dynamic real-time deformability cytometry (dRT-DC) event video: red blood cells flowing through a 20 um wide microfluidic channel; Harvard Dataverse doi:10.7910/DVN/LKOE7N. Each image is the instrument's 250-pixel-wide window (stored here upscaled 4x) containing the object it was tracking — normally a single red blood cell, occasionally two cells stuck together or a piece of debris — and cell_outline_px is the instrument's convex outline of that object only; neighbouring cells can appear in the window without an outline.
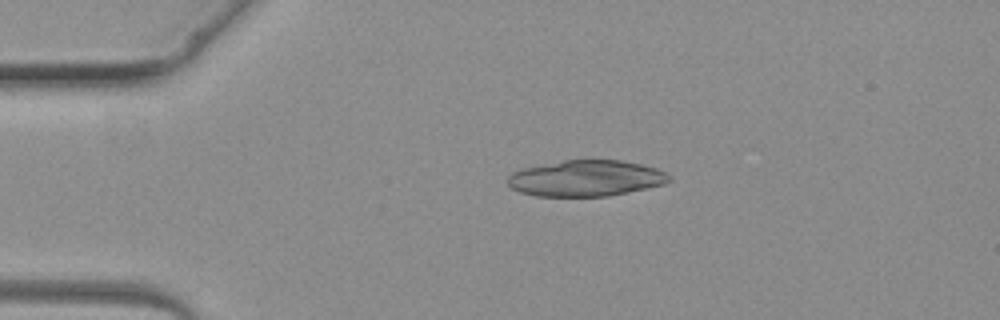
{"species": "common noctule bat (a hibernating species)", "species_latin": "Nyctalus noctula", "temperature_condition": "warm", "stored_images_in_passage": 3, "camera_frame_rate_fps": 3000, "um_per_image_px": 0.085, "animal": {"sex": "female", "body_mass_g": 19.3, "forearm_length_mm": 54.1}, "frame": {"image": 1, "passage_image": 2, "time_ms": 2.0, "image_size_px": [1000, 320], "cell_outline_px": [[672, 180], [664, 184], [648, 188], [608, 196], [536, 196], [520, 192], [512, 188], [508, 184], [508, 176], [512, 172], [524, 168], [564, 160], [620, 160], [640, 164], [656, 168], [672, 176]], "centroid_in_image_um": [49.83, 15.16], "position_along_channel_um": 35.2, "area_um2": 33.87}}